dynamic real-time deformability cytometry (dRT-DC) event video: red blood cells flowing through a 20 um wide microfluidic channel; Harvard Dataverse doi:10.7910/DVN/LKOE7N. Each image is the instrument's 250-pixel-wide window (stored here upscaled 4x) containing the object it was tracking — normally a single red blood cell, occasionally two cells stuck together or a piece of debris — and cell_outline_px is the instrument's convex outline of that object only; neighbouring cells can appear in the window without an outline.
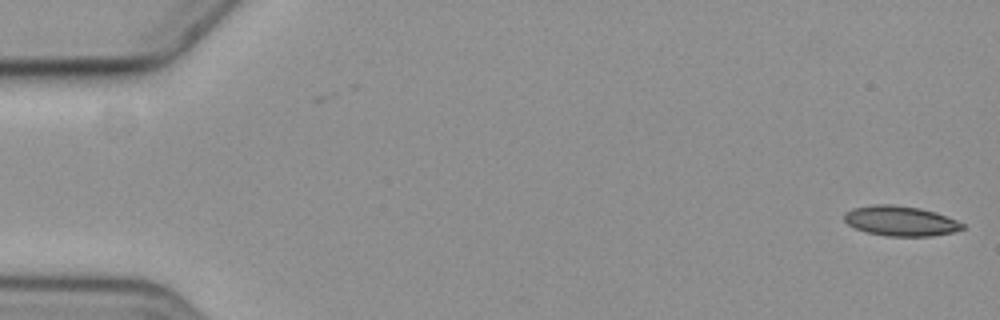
{"species": "common noctule bat (a hibernating species)", "species_latin": "Nyctalus noctula", "temperature_condition": "cold", "stored_images_in_passage": 2, "camera_frame_rate_fps": 3000, "um_per_image_px": 0.085, "animal": {"sex": "female", "body_mass_g": 19.3, "forearm_length_mm": 54.1}, "frame": {"image": 1, "passage_image": 2, "time_ms": 1.333, "image_size_px": [1000, 320], "cell_outline_px": [[964, 228], [952, 232], [932, 236], [888, 236], [868, 232], [856, 228], [848, 224], [844, 220], [844, 212], [852, 208], [872, 204], [892, 204], [920, 208], [936, 212], [956, 220], [964, 224]], "centroid_in_image_um": [76.53, 18.77], "position_along_channel_um": 8.5, "area_um2": 20.63}}